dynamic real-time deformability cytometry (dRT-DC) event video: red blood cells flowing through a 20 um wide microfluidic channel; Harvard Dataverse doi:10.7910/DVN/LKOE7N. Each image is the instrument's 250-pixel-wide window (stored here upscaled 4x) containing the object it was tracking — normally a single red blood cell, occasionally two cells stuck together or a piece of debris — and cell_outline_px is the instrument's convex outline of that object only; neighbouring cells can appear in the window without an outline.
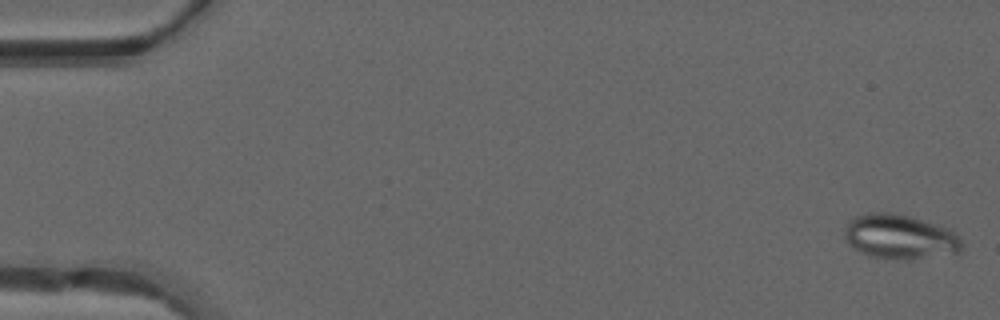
{"species": "common noctule bat (a hibernating species)", "species_latin": "Nyctalus noctula", "temperature_condition": "warm", "stored_images_in_passage": 49, "camera_frame_rate_fps": 3000, "um_per_image_px": 0.085, "animal": {"sex": "male", "forearm_length_mm": 52.5}, "frame": {"image": 1, "passage_image": 1, "time_ms": 0.0, "image_size_px": [1000, 320], "cell_outline_px": [[964, 248], [960, 256], [908, 260], [900, 260], [868, 256], [848, 244], [844, 240], [844, 232], [848, 220], [856, 216], [868, 212], [892, 212], [908, 216], [936, 224], [948, 228], [960, 236], [964, 244]], "centroid_in_image_um": [76.58, 20.17], "position_along_channel_um": 8.4, "area_um2": 31.67}}
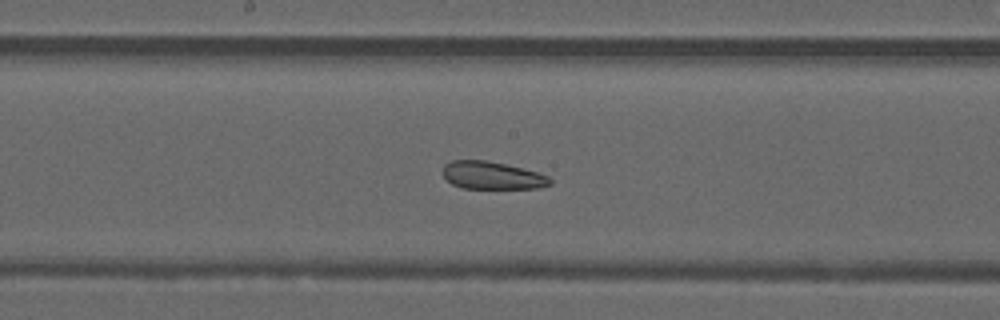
{"frame": {"image": 2, "passage_image": 26, "time_ms": 8.333, "image_size_px": [1000, 320], "cell_outline_px": [[552, 184], [536, 188], [464, 188], [452, 184], [444, 176], [444, 164], [452, 160], [484, 160], [504, 164], [540, 172], [548, 176], [552, 180]], "centroid_in_image_um": [41.86, 14.91], "position_along_channel_um": 206.3, "area_um2": 17.17}}
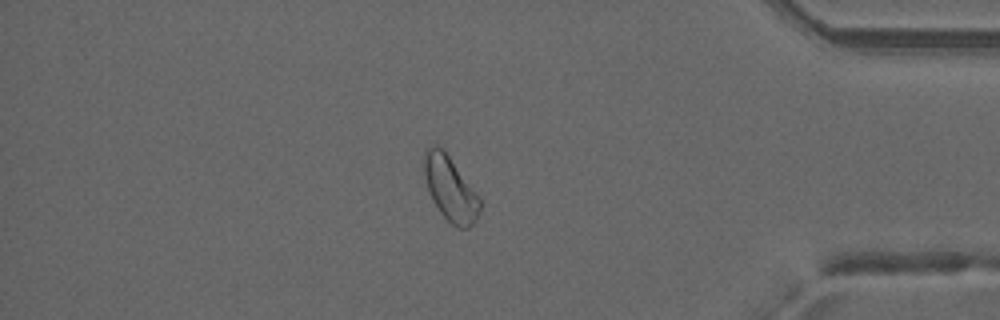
{"frame": {"image": 3, "passage_image": 42, "time_ms": 13.667, "image_size_px": [1000, 320], "cell_outline_px": [[480, 212], [476, 220], [468, 228], [460, 228], [452, 224], [440, 212], [432, 200], [428, 188], [424, 172], [424, 152], [428, 148], [436, 144], [448, 156], [480, 200]], "centroid_in_image_um": [38.25, 16.08], "position_along_channel_um": 396.9, "area_um2": 20.11}, "authors_computed_cell_mechanics": {"area_um2": 22.0796, "velocity_mm_per_s": 4.1637, "shape_relaxation_time_tau1_ms": null, "shape_relaxation_time_tau2_ms": 2.9229, "deformation_change_tau1": null, "deformation_change_tau2": 0.0992}}